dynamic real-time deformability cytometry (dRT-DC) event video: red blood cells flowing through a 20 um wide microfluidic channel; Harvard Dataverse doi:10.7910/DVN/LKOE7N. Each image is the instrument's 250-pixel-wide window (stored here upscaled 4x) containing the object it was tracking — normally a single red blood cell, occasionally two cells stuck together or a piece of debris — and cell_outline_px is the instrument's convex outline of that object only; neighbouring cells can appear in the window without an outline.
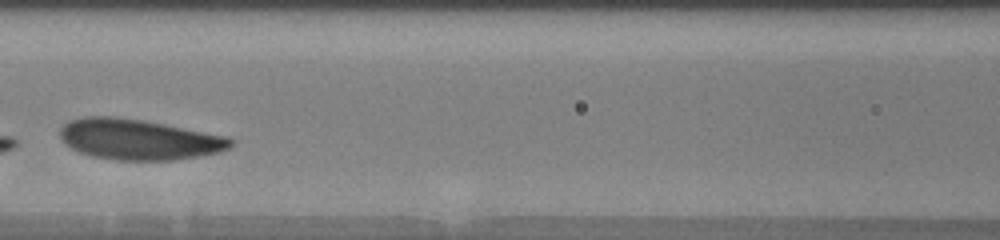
{"species": "human", "species_latin": "Homo sapiens", "temperature_condition": "warm", "stored_images_in_passage": 16, "camera_frame_rate_fps": 3000, "um_per_image_px": 0.085, "donor": {"sex": "male"}, "frame": {"image": 1, "passage_image": 7, "time_ms": 3.0, "image_size_px": [1000, 240], "cell_outline_px": [[232, 144], [228, 148], [220, 152], [172, 160], [116, 160], [92, 156], [80, 152], [64, 144], [60, 136], [60, 128], [68, 120], [84, 116], [116, 116], [164, 124], [228, 136], [232, 140]], "centroid_in_image_um": [11.75, 11.84], "position_along_channel_um": 154.9, "area_um2": 40.29}, "authors_computed_cell_mechanics": {"area_um2": 40.3733, "velocity_mm_per_s": 3.6654, "shape_relaxation_time_tau1_ms": 0.5284, "shape_relaxation_time_tau2_ms": 5.4626, "deformation_change_tau1": 0.2221, "deformation_change_tau2": 0.1428}}